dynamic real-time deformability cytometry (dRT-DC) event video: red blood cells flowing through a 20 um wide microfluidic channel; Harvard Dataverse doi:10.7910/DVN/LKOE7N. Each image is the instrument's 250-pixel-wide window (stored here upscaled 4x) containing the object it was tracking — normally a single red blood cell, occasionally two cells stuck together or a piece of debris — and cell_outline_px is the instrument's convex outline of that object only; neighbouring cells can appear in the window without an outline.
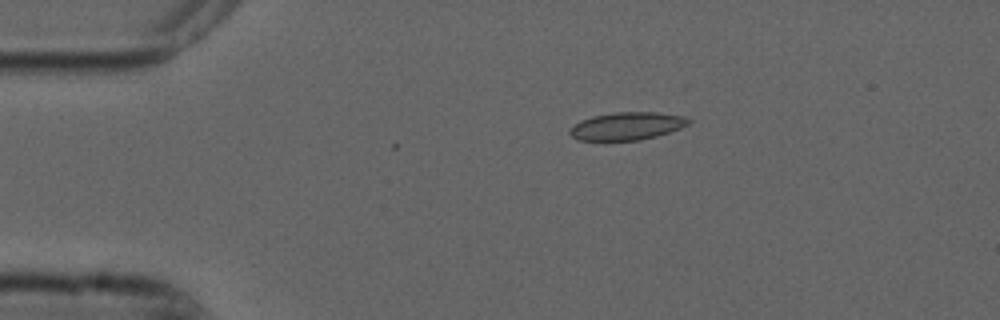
{"species": "common noctule bat (a hibernating species)", "species_latin": "Nyctalus noctula", "temperature_condition": "cold", "stored_images_in_passage": 3, "camera_frame_rate_fps": 3000, "um_per_image_px": 0.085, "animal": {"sex": "male", "forearm_length_mm": 52.5}, "frame": {"image": 1, "passage_image": 1, "time_ms": 0.0, "image_size_px": [1000, 320], "cell_outline_px": [[692, 120], [688, 124], [680, 128], [656, 136], [640, 140], [576, 140], [568, 132], [580, 120], [592, 116], [616, 112], [656, 112], [684, 116]], "centroid_in_image_um": [53.29, 10.71], "position_along_channel_um": 31.7, "area_um2": 19.07}}